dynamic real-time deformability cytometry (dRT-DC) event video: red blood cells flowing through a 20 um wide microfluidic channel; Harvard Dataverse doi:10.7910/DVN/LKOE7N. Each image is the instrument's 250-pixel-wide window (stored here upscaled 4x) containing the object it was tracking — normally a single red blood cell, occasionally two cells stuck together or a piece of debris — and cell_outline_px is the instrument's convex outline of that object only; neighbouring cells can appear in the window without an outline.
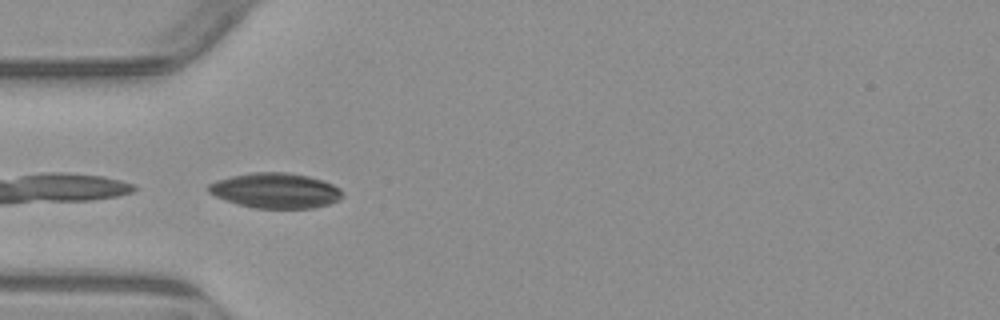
{"species": "common noctule bat (a hibernating species)", "species_latin": "Nyctalus noctula", "temperature_condition": "warm", "stored_images_in_passage": 4, "camera_frame_rate_fps": 3000, "um_per_image_px": 0.085, "animal": {"sex": "male", "body_mass_g": 23.1, "forearm_length_mm": 52.7}, "frame": {"image": 1, "passage_image": 3, "time_ms": 2.333, "image_size_px": [1000, 320], "cell_outline_px": [[344, 196], [340, 200], [328, 204], [312, 208], [256, 208], [240, 204], [216, 196], [208, 192], [208, 184], [216, 180], [232, 176], [252, 172], [288, 172], [308, 176], [332, 184], [340, 188]], "centroid_in_image_um": [23.44, 16.19], "position_along_channel_um": 61.6, "area_um2": 27.28}}
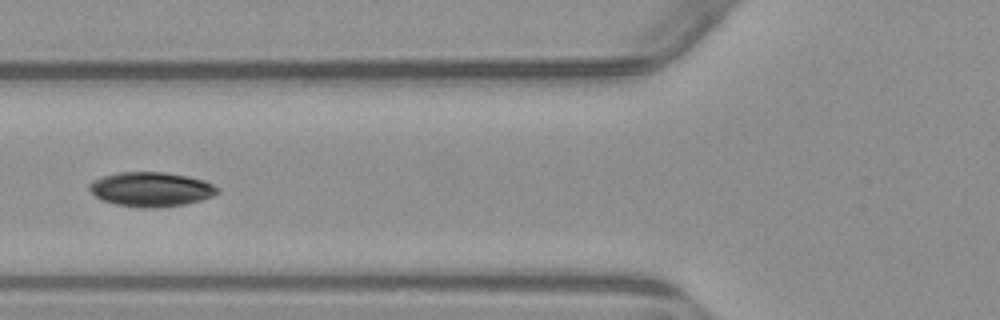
{"frame": {"image": 2, "passage_image": 4, "time_ms": 3.667, "image_size_px": [1000, 320], "cell_outline_px": [[220, 192], [212, 196], [200, 200], [184, 204], [156, 208], [136, 208], [116, 204], [104, 200], [96, 196], [88, 188], [88, 184], [92, 180], [116, 172], [164, 172], [188, 176], [204, 180], [220, 188]], "centroid_in_image_um": [12.85, 16.09], "position_along_channel_um": 113.0, "area_um2": 25.84}}